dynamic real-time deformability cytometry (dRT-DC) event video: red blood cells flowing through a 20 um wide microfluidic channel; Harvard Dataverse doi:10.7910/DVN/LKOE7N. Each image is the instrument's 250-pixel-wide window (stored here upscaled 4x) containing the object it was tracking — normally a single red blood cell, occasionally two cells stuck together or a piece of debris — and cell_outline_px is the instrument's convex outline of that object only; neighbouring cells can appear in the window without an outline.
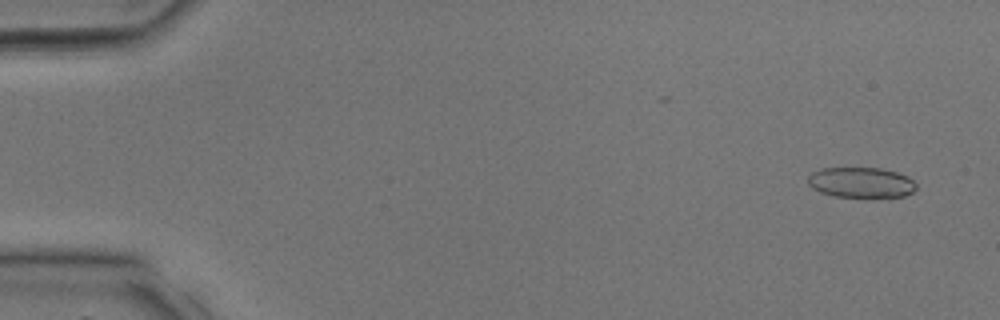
{"species": "common noctule bat (a hibernating species)", "species_latin": "Nyctalus noctula", "temperature_condition": "room temperature", "stored_images_in_passage": 13, "camera_frame_rate_fps": 3000, "um_per_image_px": 0.085, "animal": {"sex": "male", "body_mass_g": 17.9, "forearm_length_mm": 54.2}, "frame": {"image": 1, "passage_image": 2, "time_ms": 0.333, "image_size_px": [1000, 320], "cell_outline_px": [[916, 188], [912, 192], [904, 196], [888, 200], [872, 200], [832, 196], [820, 192], [812, 188], [808, 184], [808, 176], [812, 172], [820, 168], [880, 168], [896, 172], [908, 176], [916, 184]], "centroid_in_image_um": [73.22, 15.58], "position_along_channel_um": 11.8, "area_um2": 20.29}}
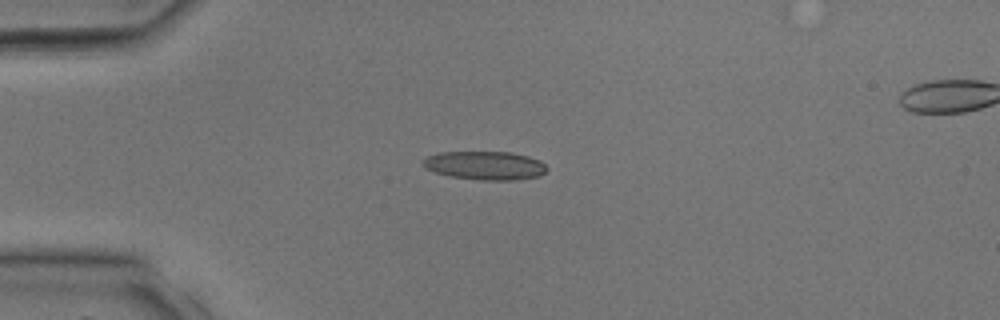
{"frame": {"image": 2, "passage_image": 9, "time_ms": 2.667, "image_size_px": [1000, 320], "cell_outline_px": [[548, 168], [540, 176], [512, 180], [480, 180], [448, 176], [424, 168], [420, 164], [420, 160], [428, 156], [440, 152], [512, 152], [528, 156], [540, 160]], "centroid_in_image_um": [41.19, 14.06], "position_along_channel_um": 43.8, "area_um2": 20.81}}
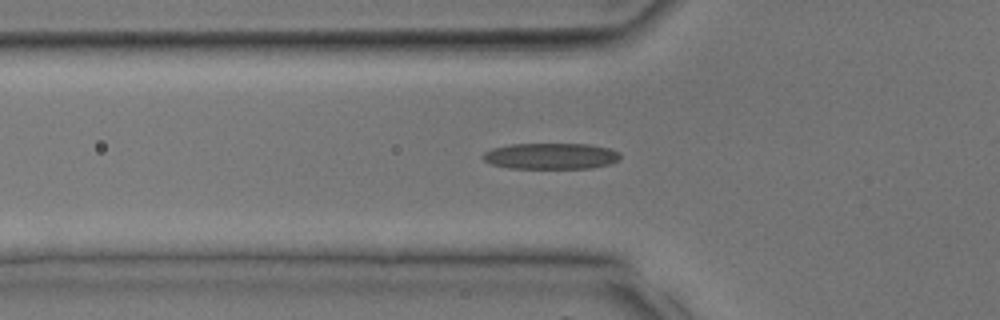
{"frame": {"image": 3, "passage_image": 12, "time_ms": 3.667, "image_size_px": [1000, 320], "cell_outline_px": [[620, 160], [608, 164], [592, 168], [508, 168], [492, 164], [484, 160], [480, 156], [484, 152], [492, 148], [512, 144], [588, 144], [612, 148], [620, 152]], "centroid_in_image_um": [46.84, 13.26], "position_along_channel_um": 79.0, "area_um2": 21.04}}